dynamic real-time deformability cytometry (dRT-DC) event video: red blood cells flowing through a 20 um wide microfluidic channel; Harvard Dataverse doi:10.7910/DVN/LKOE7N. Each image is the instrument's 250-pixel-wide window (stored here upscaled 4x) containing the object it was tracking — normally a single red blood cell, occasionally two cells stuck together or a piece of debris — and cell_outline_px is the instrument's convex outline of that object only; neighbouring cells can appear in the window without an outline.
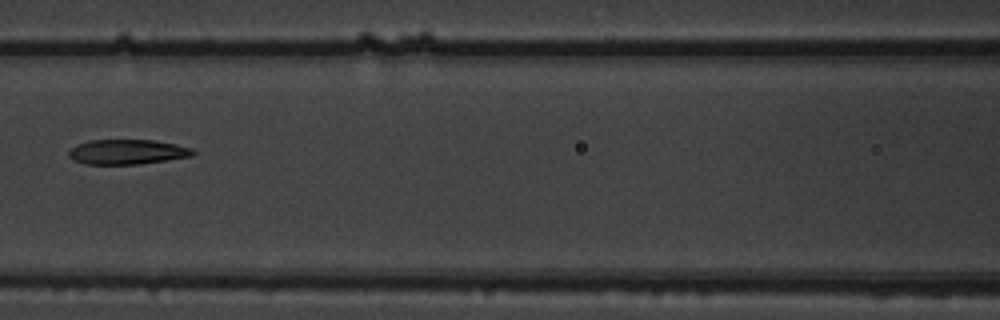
{"species": "common noctule bat (a hibernating species)", "species_latin": "Nyctalus noctula", "temperature_condition": "warm", "stored_images_in_passage": 6, "camera_frame_rate_fps": 3000, "um_per_image_px": 0.085, "animal": {"sex": "male", "body_mass_g": 19.5, "forearm_length_mm": 54.6}, "frame": {"image": 1, "passage_image": 6, "time_ms": 1.667, "image_size_px": [1000, 320], "cell_outline_px": [[196, 152], [192, 156], [168, 160], [140, 164], [84, 164], [72, 160], [68, 156], [68, 152], [76, 144], [88, 140], [152, 140], [176, 144], [192, 148]], "centroid_in_image_um": [10.8, 12.91], "position_along_channel_um": 155.8, "area_um2": 18.15}}